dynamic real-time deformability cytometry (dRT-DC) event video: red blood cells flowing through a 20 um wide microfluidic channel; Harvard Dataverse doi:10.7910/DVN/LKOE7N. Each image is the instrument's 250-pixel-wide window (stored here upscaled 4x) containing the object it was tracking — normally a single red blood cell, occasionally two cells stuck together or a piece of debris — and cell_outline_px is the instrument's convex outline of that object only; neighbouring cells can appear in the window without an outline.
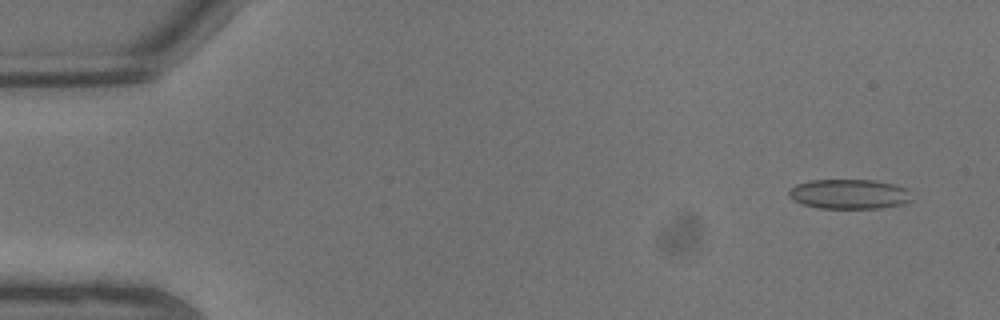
{"species": "common noctule bat (a hibernating species)", "species_latin": "Nyctalus noctula", "temperature_condition": "warm", "stored_images_in_passage": 8, "camera_frame_rate_fps": 3000, "um_per_image_px": 0.085, "animal": {"sex": "male", "body_mass_g": 13.3}, "frame": {"image": 1, "passage_image": 2, "time_ms": 0.333, "image_size_px": [1000, 320], "cell_outline_px": [[912, 200], [904, 204], [880, 208], [820, 208], [804, 204], [792, 200], [788, 196], [788, 192], [796, 184], [812, 180], [876, 180], [896, 184], [908, 188]], "centroid_in_image_um": [72.22, 16.49], "position_along_channel_um": 12.8, "area_um2": 21.44}}
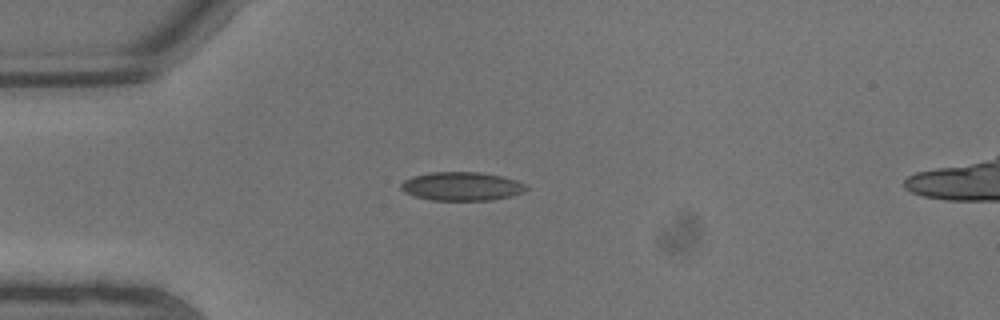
{"frame": {"image": 2, "passage_image": 6, "time_ms": 1.667, "image_size_px": [1000, 320], "cell_outline_px": [[528, 188], [524, 192], [512, 196], [492, 200], [432, 200], [412, 196], [404, 192], [400, 188], [400, 184], [404, 180], [412, 176], [432, 172], [480, 172], [500, 176], [516, 180], [528, 184]], "centroid_in_image_um": [39.25, 15.84], "position_along_channel_um": 45.8, "area_um2": 21.1}}
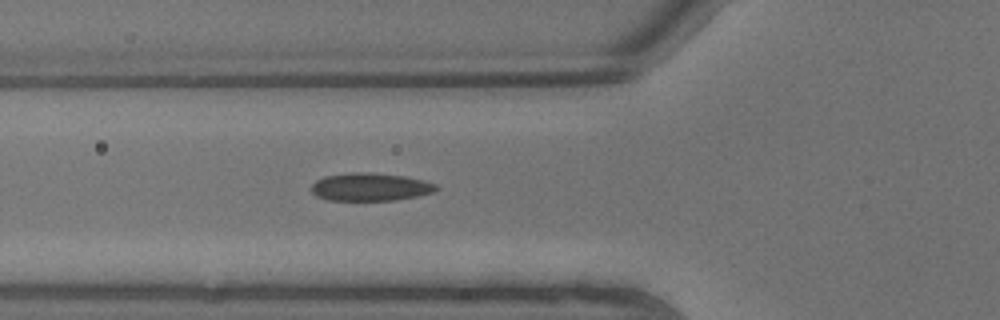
{"frame": {"image": 3, "passage_image": 8, "time_ms": 2.333, "image_size_px": [1000, 320], "cell_outline_px": [[440, 188], [432, 192], [416, 196], [396, 200], [328, 200], [316, 196], [312, 192], [312, 184], [316, 180], [324, 176], [348, 172], [372, 172], [404, 176], [424, 180], [436, 184]], "centroid_in_image_um": [31.46, 15.88], "position_along_channel_um": 94.3, "area_um2": 20.4}}